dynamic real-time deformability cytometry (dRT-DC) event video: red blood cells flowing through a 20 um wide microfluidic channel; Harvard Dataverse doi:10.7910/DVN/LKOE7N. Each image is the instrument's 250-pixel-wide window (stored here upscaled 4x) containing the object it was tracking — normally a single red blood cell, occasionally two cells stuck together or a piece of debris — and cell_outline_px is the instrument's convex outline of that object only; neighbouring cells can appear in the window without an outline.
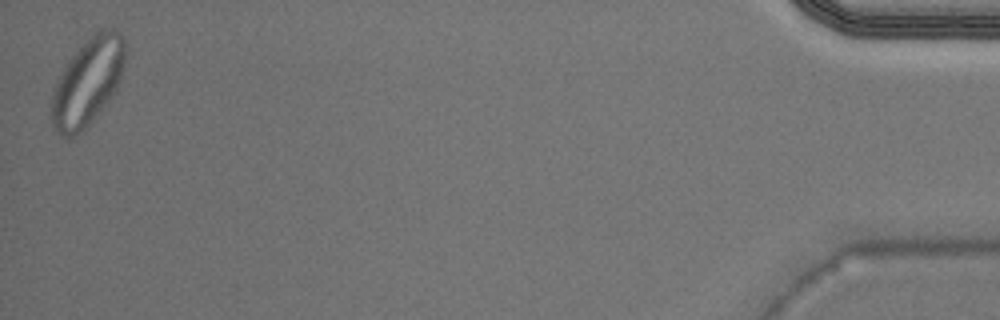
{"species": "Egyptian fruit bat (a non-hibernating species)", "species_latin": "Rousettus aegyptiacus", "temperature_condition": "warm", "stored_images_in_passage": 37, "camera_frame_rate_fps": 3000, "um_per_image_px": 0.085, "animal": {"sex": "male"}, "frame": {"image": 1, "passage_image": 37, "time_ms": 12.0, "image_size_px": [1000, 320], "cell_outline_px": [[124, 60], [120, 80], [116, 92], [88, 124], [84, 128], [68, 140], [56, 132], [48, 116], [52, 96], [56, 84], [68, 60], [96, 32], [104, 28], [112, 28], [120, 32], [124, 40]], "centroid_in_image_um": [7.43, 7.01], "position_along_channel_um": 427.8, "area_um2": 37.11}}